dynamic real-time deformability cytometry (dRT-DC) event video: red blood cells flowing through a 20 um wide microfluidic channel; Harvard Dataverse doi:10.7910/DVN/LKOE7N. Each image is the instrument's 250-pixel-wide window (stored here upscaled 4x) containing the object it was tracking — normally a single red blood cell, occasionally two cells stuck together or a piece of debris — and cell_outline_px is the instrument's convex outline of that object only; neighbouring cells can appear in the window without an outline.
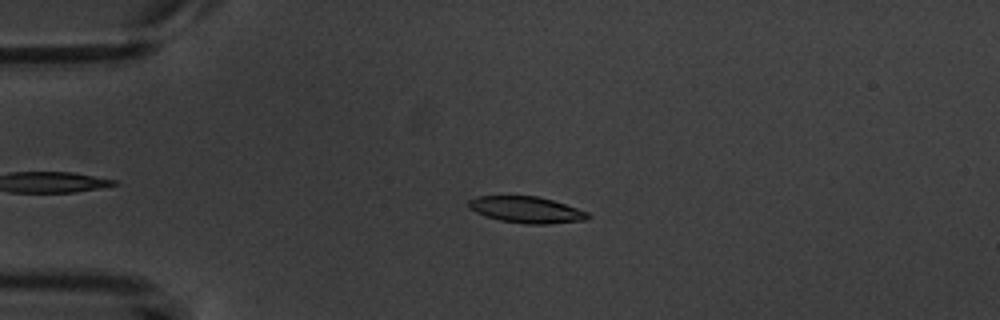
{"species": "common noctule bat (a hibernating species)", "species_latin": "Nyctalus noctula", "temperature_condition": "warm", "stored_images_in_passage": 5, "camera_frame_rate_fps": 3000, "um_per_image_px": 0.085, "animal": {"sex": "male", "body_mass_g": 20.1, "forearm_length_mm": 53.5}, "frame": {"image": 1, "passage_image": 3, "time_ms": 3.0, "image_size_px": [1000, 320], "cell_outline_px": [[592, 216], [584, 220], [548, 224], [524, 224], [500, 220], [484, 216], [468, 208], [468, 200], [476, 196], [536, 196], [552, 200], [588, 212]], "centroid_in_image_um": [44.71, 17.83], "position_along_channel_um": 40.3, "area_um2": 18.32}}
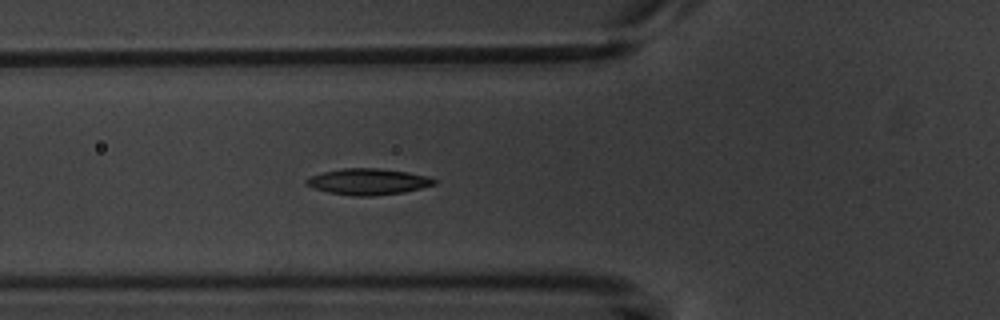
{"frame": {"image": 2, "passage_image": 5, "time_ms": 5.333, "image_size_px": [1000, 320], "cell_outline_px": [[436, 184], [404, 192], [372, 196], [352, 196], [328, 192], [312, 188], [304, 184], [304, 180], [312, 176], [324, 172], [344, 168], [380, 168], [408, 172], [428, 176], [436, 180]], "centroid_in_image_um": [31.27, 15.44], "position_along_channel_um": 94.5, "area_um2": 19.54}}